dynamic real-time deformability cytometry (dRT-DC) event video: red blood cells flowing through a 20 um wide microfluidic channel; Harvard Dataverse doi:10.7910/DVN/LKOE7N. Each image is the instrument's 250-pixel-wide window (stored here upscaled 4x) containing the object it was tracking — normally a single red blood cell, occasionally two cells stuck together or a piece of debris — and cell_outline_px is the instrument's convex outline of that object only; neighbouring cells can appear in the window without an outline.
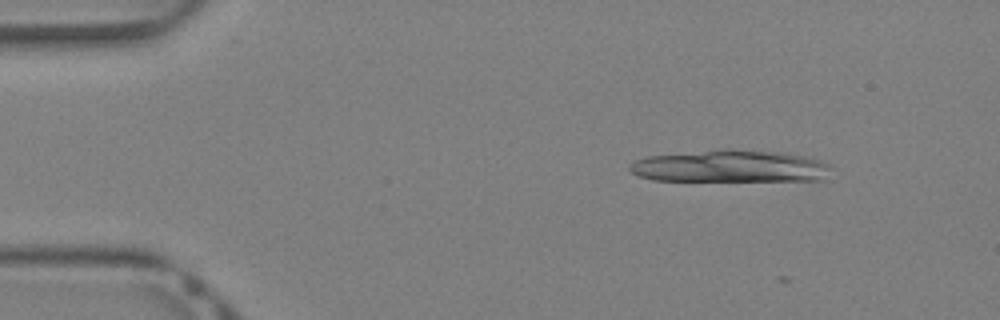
{"species": "Egyptian fruit bat (a non-hibernating species)", "species_latin": "Rousettus aegyptiacus", "temperature_condition": "warm", "stored_images_in_passage": 6, "camera_frame_rate_fps": 3000, "um_per_image_px": 0.085, "animal": {"sex": "female"}, "frame": {"image": 1, "passage_image": 4, "time_ms": 1.0, "image_size_px": [1000, 320], "cell_outline_px": [[832, 168], [824, 180], [652, 180], [640, 176], [632, 172], [628, 168], [628, 164], [636, 160], [648, 156], [728, 148], [780, 152], [804, 156], [820, 160], [828, 164]], "centroid_in_image_um": [62.08, 14.12], "position_along_channel_um": 22.9, "area_um2": 37.74}}